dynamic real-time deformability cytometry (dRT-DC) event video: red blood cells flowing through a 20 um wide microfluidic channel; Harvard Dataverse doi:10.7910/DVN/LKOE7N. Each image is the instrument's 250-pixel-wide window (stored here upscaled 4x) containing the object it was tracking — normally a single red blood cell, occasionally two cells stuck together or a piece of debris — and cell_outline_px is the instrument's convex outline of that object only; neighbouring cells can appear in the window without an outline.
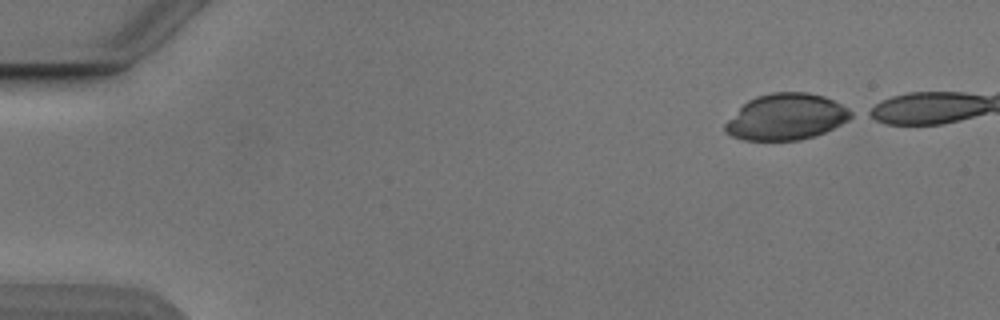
{"species": "Egyptian fruit bat (a non-hibernating species)", "species_latin": "Rousettus aegyptiacus", "temperature_condition": "cold", "stored_images_in_passage": 42, "camera_frame_rate_fps": 3000, "um_per_image_px": 0.085, "animal": {"sex": "male"}, "frame": {"image": 1, "passage_image": 1, "time_ms": 0.0, "image_size_px": [1000, 320], "cell_outline_px": [[856, 116], [816, 136], [800, 140], [744, 140], [732, 136], [724, 132], [724, 124], [748, 100], [756, 96], [772, 92], [808, 92], [824, 96], [856, 112]], "centroid_in_image_um": [66.85, 9.93], "position_along_channel_um": 18.1, "area_um2": 33.93}}
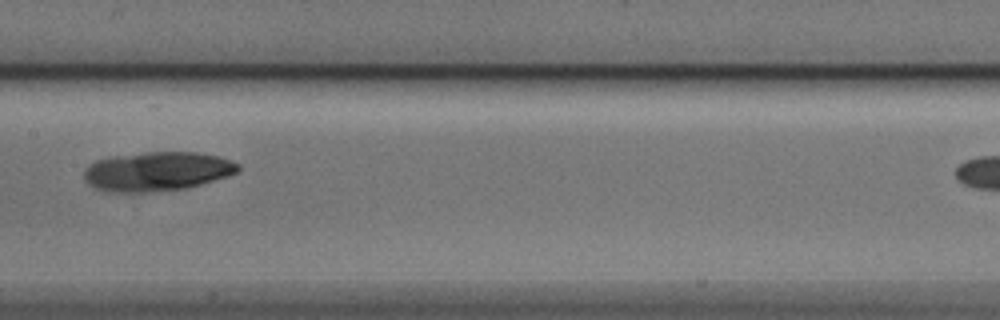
{"frame": {"image": 2, "passage_image": 23, "time_ms": 7.333, "image_size_px": [1000, 320], "cell_outline_px": [[240, 168], [236, 172], [228, 176], [200, 184], [184, 188], [148, 192], [116, 192], [96, 188], [88, 184], [84, 176], [84, 168], [88, 164], [96, 160], [112, 156], [148, 152], [196, 152], [216, 156], [232, 160], [240, 164]], "centroid_in_image_um": [13.34, 14.55], "position_along_channel_um": 194.1, "area_um2": 35.03}}
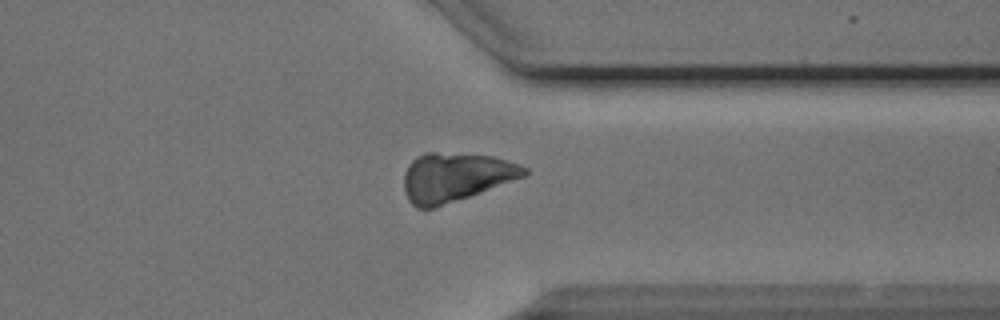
{"frame": {"image": 3, "passage_image": 37, "time_ms": 12.0, "image_size_px": [1000, 320], "cell_outline_px": [[528, 176], [432, 208], [416, 208], [408, 200], [404, 192], [404, 172], [408, 164], [416, 156], [428, 152], [436, 152], [492, 156], [528, 168]], "centroid_in_image_um": [38.69, 15.05], "position_along_channel_um": 372.7, "area_um2": 33.99}}